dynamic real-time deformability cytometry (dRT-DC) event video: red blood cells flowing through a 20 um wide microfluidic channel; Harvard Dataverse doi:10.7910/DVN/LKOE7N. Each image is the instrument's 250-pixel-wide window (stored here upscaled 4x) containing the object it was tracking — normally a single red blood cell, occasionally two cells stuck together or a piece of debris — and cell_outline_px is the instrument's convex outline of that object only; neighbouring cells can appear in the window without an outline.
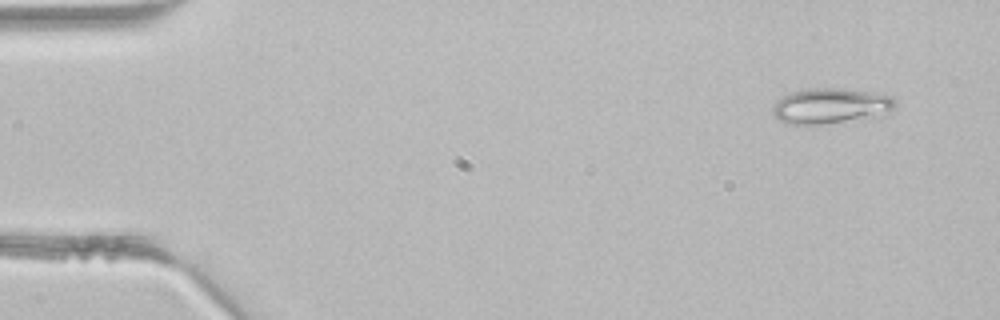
{"species": "common noctule bat (a hibernating species)", "species_latin": "Nyctalus noctula", "temperature_condition": "room temperature", "stored_images_in_passage": 4, "camera_frame_rate_fps": 3000, "um_per_image_px": 0.085, "animal": {"sex": "male", "body_mass_g": 21.5, "forearm_length_mm": 52.0}, "frame": {"image": 1, "passage_image": 1, "time_ms": 0.0, "image_size_px": [1000, 320], "cell_outline_px": [[896, 104], [892, 116], [820, 124], [788, 124], [772, 116], [772, 108], [776, 100], [788, 92], [808, 88], [840, 88], [868, 92], [892, 96], [896, 100]], "centroid_in_image_um": [70.66, 9.02], "position_along_channel_um": 14.3, "area_um2": 26.13}}